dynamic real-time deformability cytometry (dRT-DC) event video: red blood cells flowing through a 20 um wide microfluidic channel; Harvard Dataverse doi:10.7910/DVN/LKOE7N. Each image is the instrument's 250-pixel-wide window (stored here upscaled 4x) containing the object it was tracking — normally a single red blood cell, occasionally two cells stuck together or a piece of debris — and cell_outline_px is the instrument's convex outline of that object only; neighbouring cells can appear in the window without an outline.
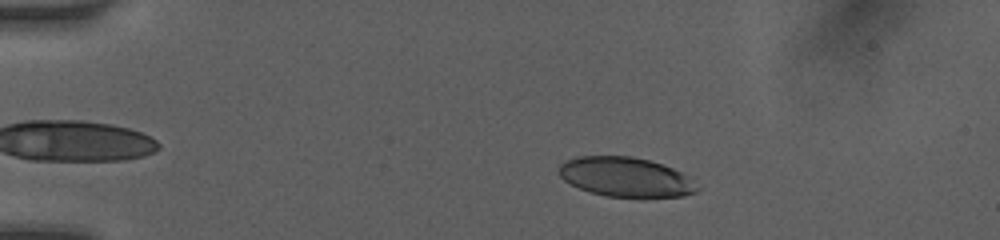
{"species": "human", "species_latin": "Homo sapiens", "temperature_condition": "room temperature", "stored_images_in_passage": 39, "camera_frame_rate_fps": 3000, "um_per_image_px": 0.085, "donor": {"sex": "female"}, "frame": {"image": 1, "passage_image": 3, "time_ms": 1.0, "image_size_px": [1000, 240], "cell_outline_px": [[700, 188], [696, 192], [684, 196], [604, 196], [588, 192], [564, 180], [560, 176], [560, 164], [568, 160], [580, 156], [632, 156], [664, 164], [684, 172], [692, 176]], "centroid_in_image_um": [53.26, 15.04], "position_along_channel_um": 31.7, "area_um2": 31.91}}
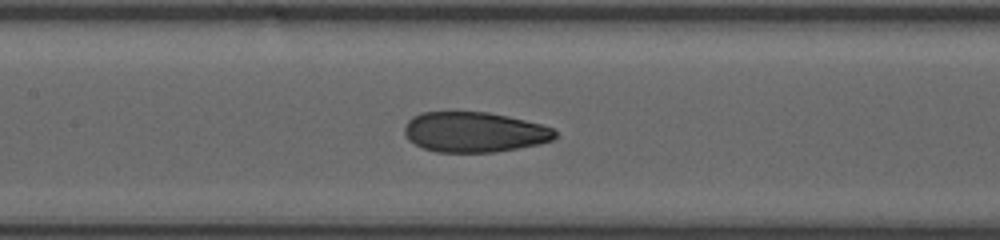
{"frame": {"image": 2, "passage_image": 17, "time_ms": 6.0, "image_size_px": [1000, 240], "cell_outline_px": [[556, 136], [552, 140], [540, 144], [496, 152], [436, 152], [424, 148], [408, 140], [404, 132], [404, 128], [408, 120], [412, 116], [420, 112], [488, 112], [508, 116], [540, 124], [552, 128], [556, 132]], "centroid_in_image_um": [40.3, 11.23], "position_along_channel_um": 167.1, "area_um2": 35.32}}
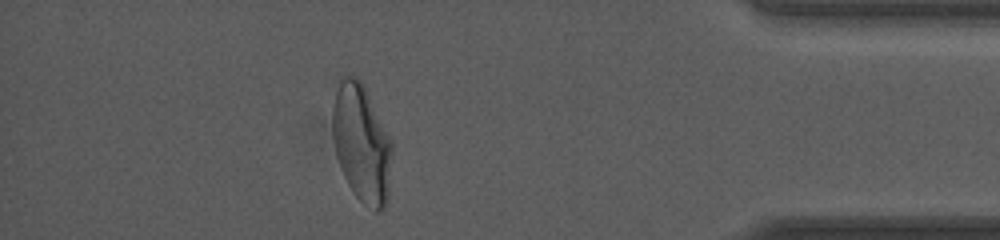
{"frame": {"image": 3, "passage_image": 34, "time_ms": 12.667, "image_size_px": [1000, 240], "cell_outline_px": [[392, 152], [388, 196], [384, 208], [376, 212], [364, 204], [352, 192], [340, 168], [336, 156], [332, 132], [332, 104], [340, 76], [356, 76], [364, 84], [392, 140]], "centroid_in_image_um": [30.73, 12.15], "position_along_channel_um": 404.5, "area_um2": 41.38}, "authors_computed_cell_mechanics": {"area_um2": 35.836, "velocity_mm_per_s": 4.1124, "shape_relaxation_time_tau1_ms": 8.5486, "shape_relaxation_time_tau2_ms": 0.9115, "deformation_change_tau1": 0.25, "deformation_change_tau2": 0.0645}}